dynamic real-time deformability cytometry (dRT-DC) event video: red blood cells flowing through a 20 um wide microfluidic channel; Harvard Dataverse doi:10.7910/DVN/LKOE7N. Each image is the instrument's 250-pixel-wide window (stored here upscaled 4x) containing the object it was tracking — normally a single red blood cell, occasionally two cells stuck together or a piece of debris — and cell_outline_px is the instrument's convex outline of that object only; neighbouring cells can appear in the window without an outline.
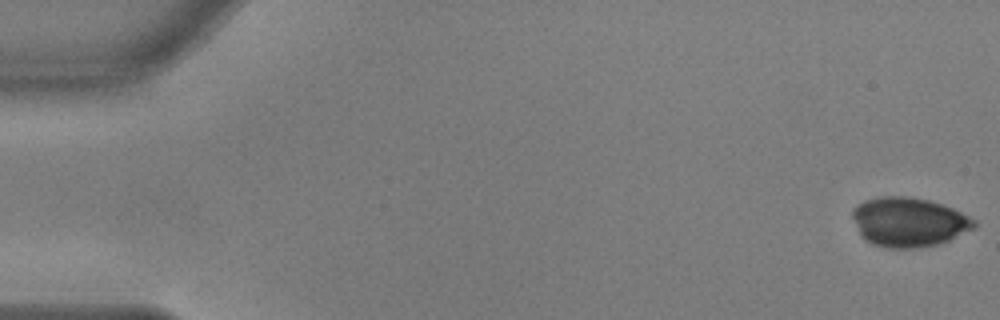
{"species": "common noctule bat (a hibernating species)", "species_latin": "Nyctalus noctula", "temperature_condition": "warm", "stored_images_in_passage": 10, "camera_frame_rate_fps": 3000, "um_per_image_px": 0.085, "animal": {"sex": "male", "body_mass_g": 17.9, "forearm_length_mm": 54.2}, "frame": {"image": 1, "passage_image": 1, "time_ms": 0.0, "image_size_px": [1000, 320], "cell_outline_px": [[976, 228], [948, 240], [936, 244], [920, 248], [884, 248], [872, 244], [864, 240], [860, 236], [852, 216], [852, 208], [856, 204], [864, 200], [880, 196], [904, 196], [928, 200], [952, 208], [976, 220]], "centroid_in_image_um": [77.2, 18.88], "position_along_channel_um": 7.8, "area_um2": 35.2}}